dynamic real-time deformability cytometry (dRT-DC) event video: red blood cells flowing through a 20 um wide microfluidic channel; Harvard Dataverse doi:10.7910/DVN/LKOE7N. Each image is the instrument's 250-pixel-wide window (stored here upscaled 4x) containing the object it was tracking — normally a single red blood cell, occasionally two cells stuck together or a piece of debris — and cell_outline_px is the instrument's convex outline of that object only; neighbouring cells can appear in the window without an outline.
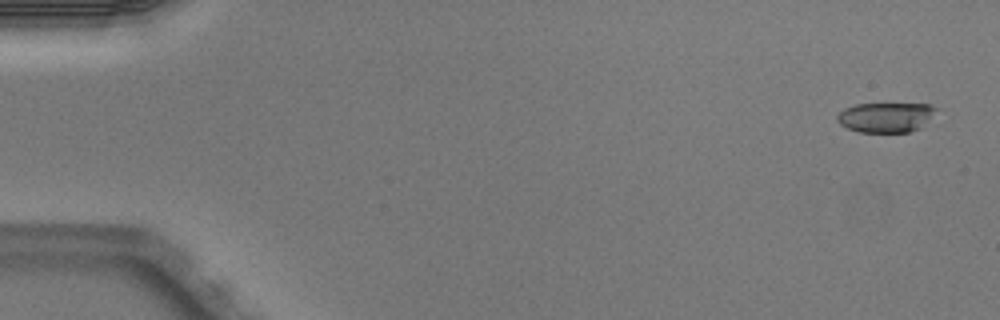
{"species": "Egyptian fruit bat (a non-hibernating species)", "species_latin": "Rousettus aegyptiacus", "temperature_condition": "warm", "stored_images_in_passage": 5, "camera_frame_rate_fps": 3000, "um_per_image_px": 0.085, "animal": {"sex": "male"}, "frame": {"image": 1, "passage_image": 1, "time_ms": 0.0, "image_size_px": [1000, 320], "cell_outline_px": [[936, 108], [932, 120], [928, 124], [920, 128], [908, 132], [860, 132], [848, 128], [840, 124], [836, 120], [836, 116], [844, 108], [856, 104], [928, 104]], "centroid_in_image_um": [75.31, 9.97], "position_along_channel_um": 9.7, "area_um2": 17.34}}